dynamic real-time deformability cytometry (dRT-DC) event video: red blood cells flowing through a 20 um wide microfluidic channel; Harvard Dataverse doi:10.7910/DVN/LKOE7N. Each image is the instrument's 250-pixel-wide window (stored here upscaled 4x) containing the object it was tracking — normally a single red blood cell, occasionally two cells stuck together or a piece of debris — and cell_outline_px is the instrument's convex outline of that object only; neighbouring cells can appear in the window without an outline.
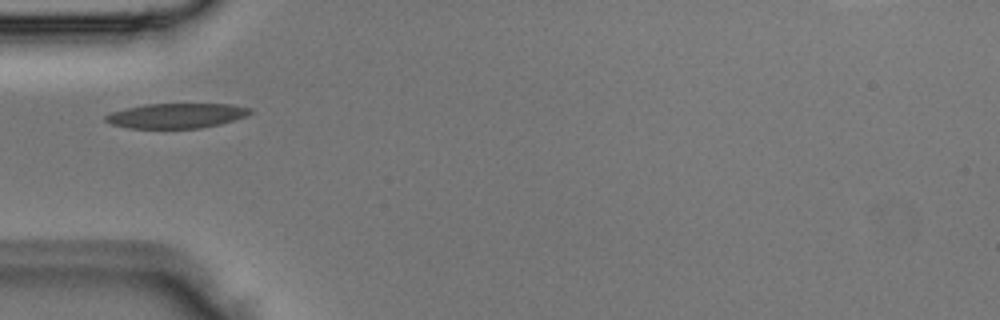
{"species": "Egyptian fruit bat (a non-hibernating species)", "species_latin": "Rousettus aegyptiacus", "temperature_condition": "room temperature", "stored_images_in_passage": 6, "camera_frame_rate_fps": 3000, "um_per_image_px": 0.085, "animal": {"sex": "male"}, "frame": {"image": 1, "passage_image": 5, "time_ms": 1.333, "image_size_px": [1000, 320], "cell_outline_px": [[252, 112], [244, 116], [220, 124], [200, 128], [128, 128], [112, 124], [104, 120], [104, 116], [112, 112], [128, 108], [148, 104], [232, 104], [252, 108]], "centroid_in_image_um": [15.0, 9.83], "position_along_channel_um": 70.0, "area_um2": 20.75}}